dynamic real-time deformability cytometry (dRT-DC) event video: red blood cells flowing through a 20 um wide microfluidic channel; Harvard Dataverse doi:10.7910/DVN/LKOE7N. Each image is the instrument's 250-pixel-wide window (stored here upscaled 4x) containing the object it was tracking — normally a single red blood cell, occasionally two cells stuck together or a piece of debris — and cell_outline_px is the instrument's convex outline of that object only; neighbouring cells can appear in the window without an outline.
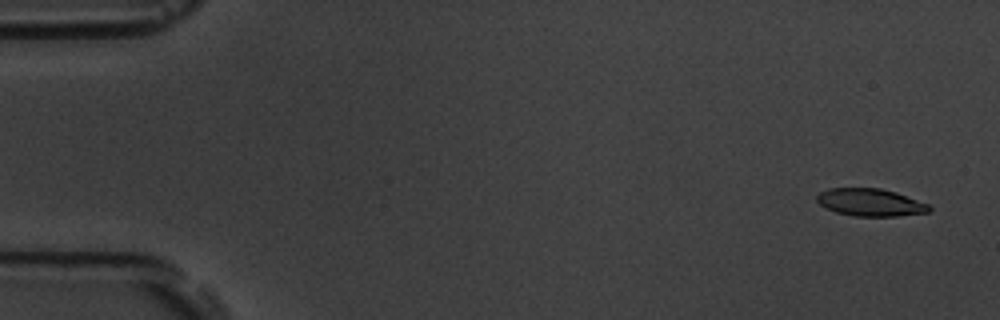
{"species": "common noctule bat (a hibernating species)", "species_latin": "Nyctalus noctula", "temperature_condition": "room temperature", "stored_images_in_passage": 6, "camera_frame_rate_fps": 3000, "um_per_image_px": 0.085, "animal": {"sex": "male", "body_mass_g": 19.5, "forearm_length_mm": 54.6}, "frame": {"image": 1, "passage_image": 1, "time_ms": 0.0, "image_size_px": [1000, 320], "cell_outline_px": [[932, 208], [928, 212], [896, 216], [852, 216], [836, 212], [824, 208], [816, 200], [816, 196], [820, 192], [828, 188], [880, 188], [896, 192], [928, 204]], "centroid_in_image_um": [73.94, 17.2], "position_along_channel_um": 11.1, "area_um2": 18.03}}